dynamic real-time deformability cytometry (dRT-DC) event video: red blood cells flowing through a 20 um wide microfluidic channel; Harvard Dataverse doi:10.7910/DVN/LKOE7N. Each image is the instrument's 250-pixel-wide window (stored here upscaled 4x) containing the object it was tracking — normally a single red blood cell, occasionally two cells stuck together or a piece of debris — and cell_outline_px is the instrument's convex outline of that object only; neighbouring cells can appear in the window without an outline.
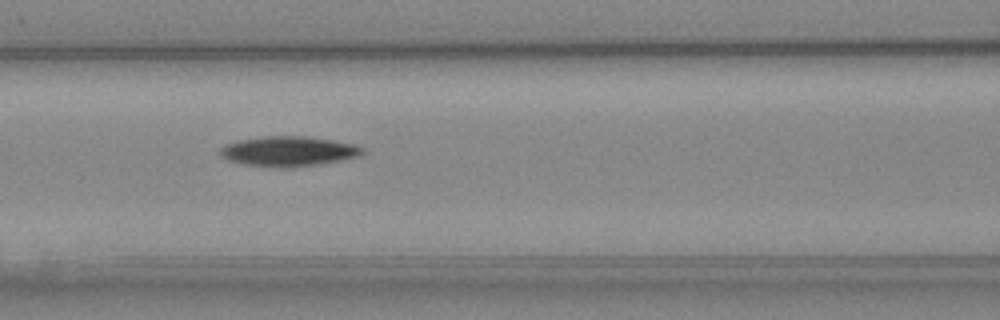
{"species": "Egyptian fruit bat (a non-hibernating species)", "species_latin": "Rousettus aegyptiacus", "temperature_condition": "cold", "stored_images_in_passage": 7, "camera_frame_rate_fps": 3000, "um_per_image_px": 0.085, "animal": {"sex": "female"}, "frame": {"image": 1, "passage_image": 7, "time_ms": 6.667, "image_size_px": [1000, 320], "cell_outline_px": [[364, 152], [360, 156], [320, 164], [292, 168], [280, 168], [244, 164], [228, 160], [220, 156], [220, 148], [228, 144], [240, 140], [264, 136], [304, 136], [332, 140], [352, 144], [364, 148]], "centroid_in_image_um": [24.53, 12.87], "position_along_channel_um": 142.1, "area_um2": 24.8}}